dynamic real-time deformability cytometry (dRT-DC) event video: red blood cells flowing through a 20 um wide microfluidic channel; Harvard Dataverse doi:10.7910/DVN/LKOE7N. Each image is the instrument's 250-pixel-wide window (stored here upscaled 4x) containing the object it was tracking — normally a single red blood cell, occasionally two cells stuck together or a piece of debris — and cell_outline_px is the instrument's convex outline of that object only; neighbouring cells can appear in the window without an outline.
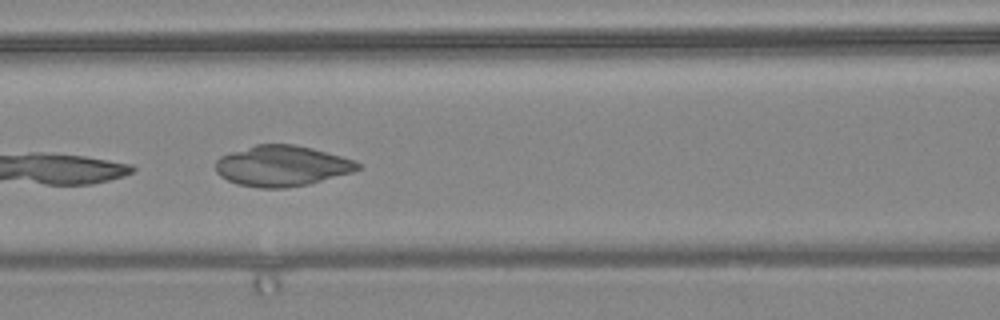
{"species": "common noctule bat (a hibernating species)", "species_latin": "Nyctalus noctula", "temperature_condition": "warm", "stored_images_in_passage": 8, "camera_frame_rate_fps": 3000, "um_per_image_px": 0.085, "animal": {"sex": "female", "body_mass_g": 24.6, "forearm_length_mm": 56.2}, "frame": {"image": 1, "passage_image": 7, "time_ms": 2.0, "image_size_px": [1000, 320], "cell_outline_px": [[360, 168], [352, 172], [308, 184], [284, 188], [260, 188], [236, 184], [220, 176], [216, 172], [216, 160], [220, 156], [256, 144], [292, 144], [312, 148], [356, 160], [360, 164]], "centroid_in_image_um": [23.95, 14.1], "position_along_channel_um": 142.6, "area_um2": 33.58}}
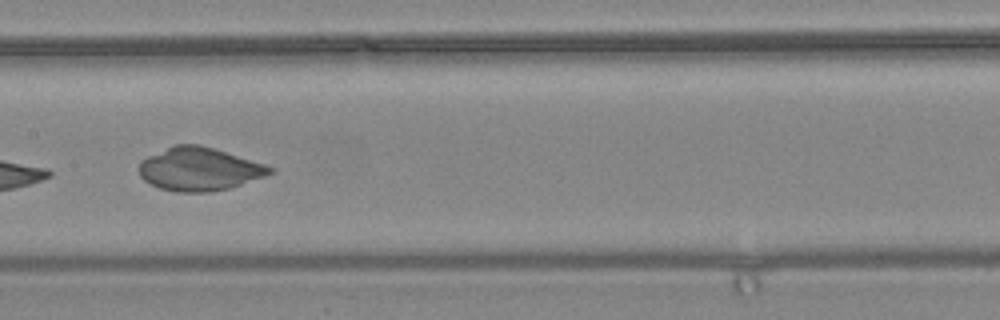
{"frame": {"image": 2, "passage_image": 8, "time_ms": 2.333, "image_size_px": [1000, 320], "cell_outline_px": [[276, 172], [228, 188], [208, 192], [176, 192], [160, 188], [144, 180], [140, 176], [140, 160], [172, 144], [200, 144], [264, 164], [276, 168]], "centroid_in_image_um": [16.92, 14.36], "position_along_channel_um": 190.5, "area_um2": 32.77}}